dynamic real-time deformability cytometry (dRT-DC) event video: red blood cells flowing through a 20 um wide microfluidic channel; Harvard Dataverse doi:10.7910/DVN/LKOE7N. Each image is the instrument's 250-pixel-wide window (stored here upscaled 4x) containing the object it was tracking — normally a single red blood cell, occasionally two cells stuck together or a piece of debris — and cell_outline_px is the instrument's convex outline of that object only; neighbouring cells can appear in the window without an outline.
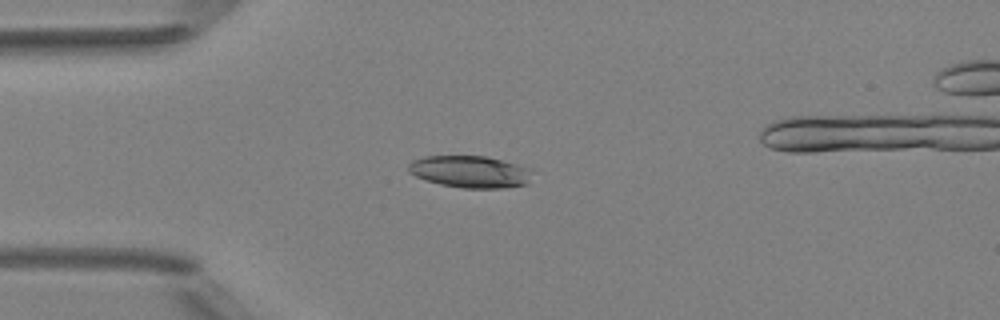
{"species": "Egyptian fruit bat (a non-hibernating species)", "species_latin": "Rousettus aegyptiacus", "temperature_condition": "room temperature", "stored_images_in_passage": 4, "camera_frame_rate_fps": 3000, "um_per_image_px": 0.085, "animal": {"sex": "female"}, "frame": {"image": 1, "passage_image": 3, "time_ms": 2.667, "image_size_px": [1000, 320], "cell_outline_px": [[532, 168], [528, 184], [504, 188], [464, 188], [440, 184], [424, 180], [408, 172], [408, 164], [412, 160], [424, 156], [488, 156]], "centroid_in_image_um": [39.96, 14.59], "position_along_channel_um": 45.0, "area_um2": 23.29}}